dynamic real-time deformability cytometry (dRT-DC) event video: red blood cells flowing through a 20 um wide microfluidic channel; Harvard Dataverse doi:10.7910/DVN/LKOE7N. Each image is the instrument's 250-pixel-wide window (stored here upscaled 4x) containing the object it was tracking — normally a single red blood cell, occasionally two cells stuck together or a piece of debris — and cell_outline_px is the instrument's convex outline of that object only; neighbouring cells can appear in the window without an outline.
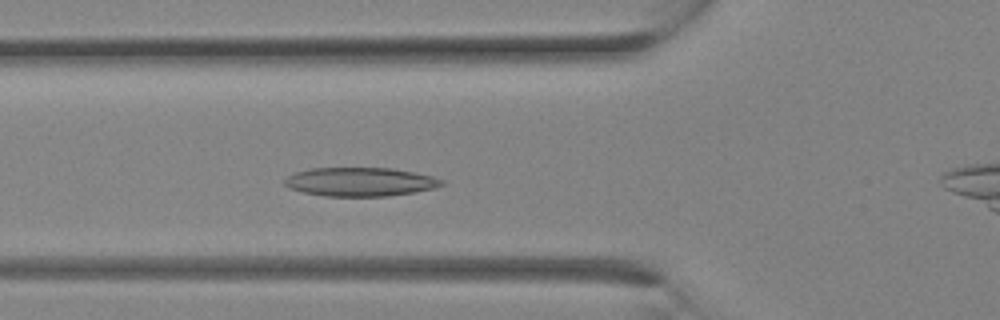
{"species": "Egyptian fruit bat (a non-hibernating species)", "species_latin": "Rousettus aegyptiacus", "temperature_condition": "room temperature", "stored_images_in_passage": 9, "camera_frame_rate_fps": 3000, "um_per_image_px": 0.085, "animal": {"sex": "female"}, "frame": {"image": 1, "passage_image": 7, "time_ms": 2.0, "image_size_px": [1000, 320], "cell_outline_px": [[444, 184], [432, 188], [412, 192], [388, 196], [324, 196], [304, 192], [288, 188], [284, 184], [284, 180], [288, 176], [296, 172], [312, 168], [392, 168], [432, 176], [444, 180]], "centroid_in_image_um": [30.58, 15.45], "position_along_channel_um": 95.2, "area_um2": 26.13}}
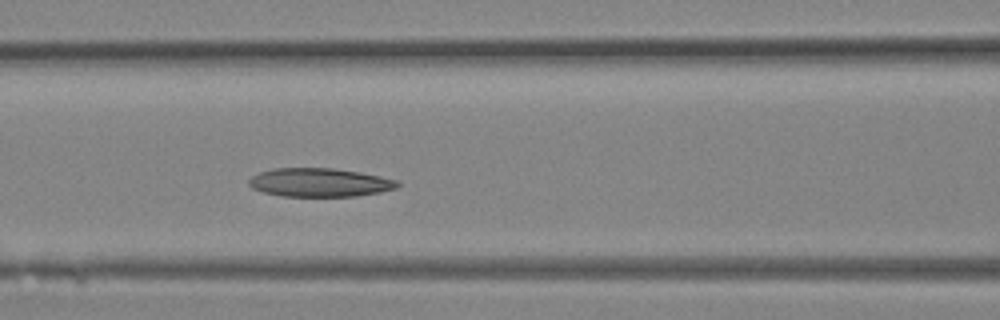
{"frame": {"image": 2, "passage_image": 9, "time_ms": 2.667, "image_size_px": [1000, 320], "cell_outline_px": [[400, 184], [396, 188], [380, 192], [356, 196], [284, 196], [264, 192], [252, 188], [248, 184], [248, 180], [252, 176], [260, 172], [272, 168], [332, 168], [360, 172], [400, 180]], "centroid_in_image_um": [27.18, 15.5], "position_along_channel_um": 139.4, "area_um2": 24.8}}